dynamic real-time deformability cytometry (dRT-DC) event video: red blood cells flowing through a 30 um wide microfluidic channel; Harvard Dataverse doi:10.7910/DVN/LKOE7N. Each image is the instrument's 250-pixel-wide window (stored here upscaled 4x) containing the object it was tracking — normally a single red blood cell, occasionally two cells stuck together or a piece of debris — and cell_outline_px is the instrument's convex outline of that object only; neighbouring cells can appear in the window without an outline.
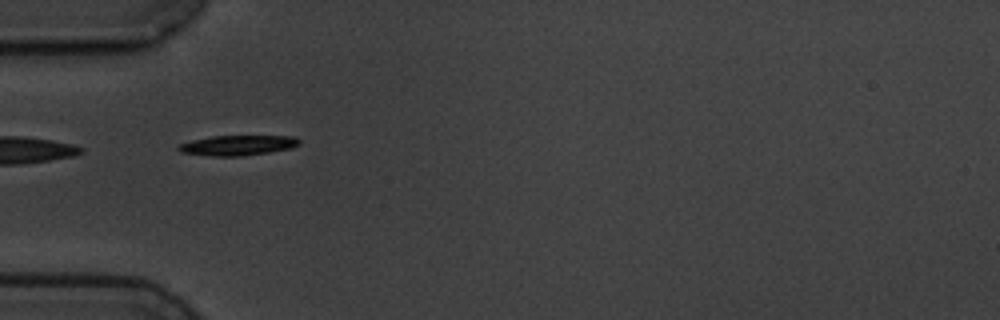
{"species": "common noctule bat (a hibernating species)", "species_latin": "Nyctalus noctula", "temperature_condition": "cold", "stored_images_in_passage": 2, "camera_frame_rate_fps": 3000, "um_per_image_px": 0.085, "animal": {"sex": "male", "body_mass_g": 19.5, "forearm_length_mm": 54.6}, "frame": {"image": 1, "passage_image": 1, "time_ms": 0.0, "image_size_px": [1000, 320], "cell_outline_px": [[300, 144], [292, 148], [268, 152], [240, 156], [212, 156], [180, 152], [176, 148], [180, 144], [192, 140], [212, 136], [296, 136], [300, 140]], "centroid_in_image_um": [20.22, 12.35], "position_along_channel_um": 64.8, "area_um2": 14.1}}